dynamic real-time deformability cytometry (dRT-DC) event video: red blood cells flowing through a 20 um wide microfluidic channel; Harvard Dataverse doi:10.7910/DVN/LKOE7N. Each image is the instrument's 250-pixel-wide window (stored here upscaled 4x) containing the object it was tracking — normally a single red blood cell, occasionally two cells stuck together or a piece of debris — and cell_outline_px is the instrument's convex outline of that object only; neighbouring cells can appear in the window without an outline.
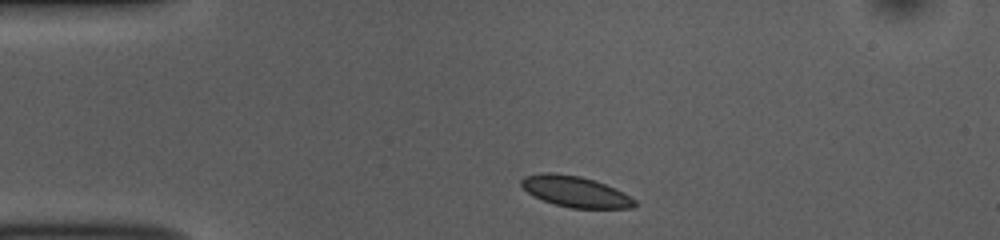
{"species": "common noctule bat (a hibernating species)", "species_latin": "Nyctalus noctula", "temperature_condition": "room temperature", "stored_images_in_passage": 43, "camera_frame_rate_fps": 3000, "um_per_image_px": 0.085, "animal": {"sex": "female", "body_mass_g": 10.0, "forearm_length_mm": 53.1}, "frame": {"image": 1, "passage_image": 1, "time_ms": 0.0, "image_size_px": [1000, 240], "cell_outline_px": [[636, 204], [632, 208], [572, 208], [556, 204], [532, 196], [520, 184], [520, 180], [524, 176], [544, 172], [552, 172], [580, 176], [604, 184], [636, 200]], "centroid_in_image_um": [48.85, 16.28], "position_along_channel_um": 36.2, "area_um2": 20.06}}
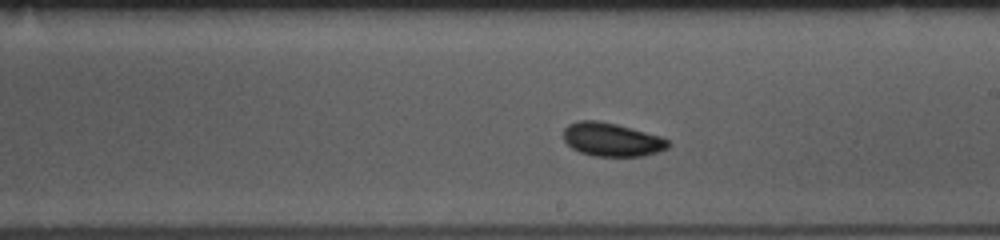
{"frame": {"image": 2, "passage_image": 20, "time_ms": 6.333, "image_size_px": [1000, 240], "cell_outline_px": [[668, 148], [660, 152], [644, 156], [592, 156], [580, 152], [572, 148], [564, 140], [564, 128], [568, 124], [580, 120], [596, 120], [616, 124], [660, 136], [668, 140]], "centroid_in_image_um": [51.99, 11.87], "position_along_channel_um": 237.0, "area_um2": 20.4}}
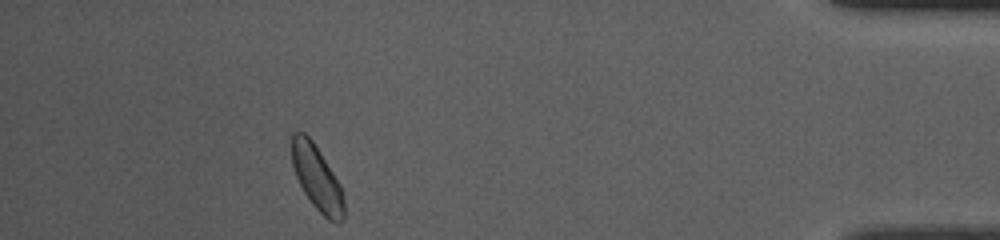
{"frame": {"image": 3, "passage_image": 38, "time_ms": 12.333, "image_size_px": [1000, 240], "cell_outline_px": [[344, 220], [336, 224], [328, 220], [312, 204], [304, 192], [296, 176], [292, 164], [292, 132], [304, 132], [312, 140], [340, 184], [344, 196]], "centroid_in_image_um": [26.96, 15.16], "position_along_channel_um": 408.2, "area_um2": 19.59}, "authors_computed_cell_mechanics": {"area_um2": 19.7098, "velocity_mm_per_s": 3.7332, "shape_relaxation_time_tau1_ms": 7.9685, "shape_relaxation_time_tau2_ms": null, "deformation_change_tau1": 0.161, "deformation_change_tau2": null}}